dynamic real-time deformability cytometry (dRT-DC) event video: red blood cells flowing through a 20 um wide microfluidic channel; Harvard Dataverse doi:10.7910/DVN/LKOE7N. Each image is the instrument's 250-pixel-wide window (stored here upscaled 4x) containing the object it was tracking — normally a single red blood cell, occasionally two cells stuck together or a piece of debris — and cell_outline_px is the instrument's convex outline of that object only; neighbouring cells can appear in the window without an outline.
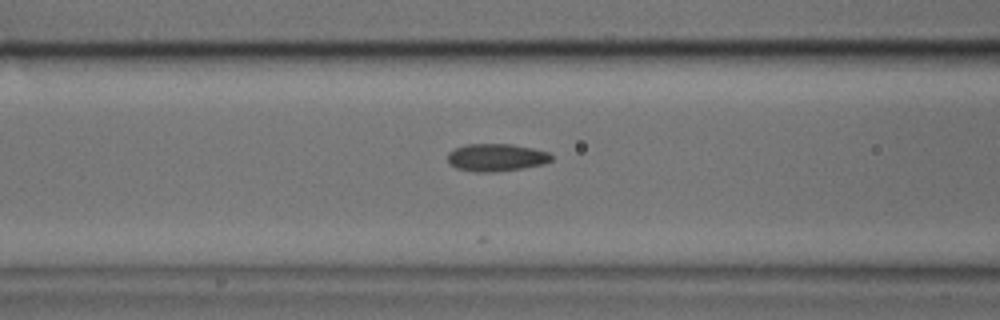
{"species": "common noctule bat (a hibernating species)", "species_latin": "Nyctalus noctula", "temperature_condition": "cold", "stored_images_in_passage": 11, "camera_frame_rate_fps": 3000, "um_per_image_px": 0.085, "animal": {"sex": "male", "body_mass_g": 17.9, "forearm_length_mm": 54.2}, "frame": {"image": 1, "passage_image": 5, "time_ms": 1.333, "image_size_px": [1000, 320], "cell_outline_px": [[552, 160], [544, 164], [496, 172], [476, 172], [456, 168], [448, 160], [448, 152], [456, 148], [468, 144], [512, 144], [532, 148], [548, 152], [552, 156]], "centroid_in_image_um": [42.19, 13.38], "position_along_channel_um": 124.4, "area_um2": 16.53}}